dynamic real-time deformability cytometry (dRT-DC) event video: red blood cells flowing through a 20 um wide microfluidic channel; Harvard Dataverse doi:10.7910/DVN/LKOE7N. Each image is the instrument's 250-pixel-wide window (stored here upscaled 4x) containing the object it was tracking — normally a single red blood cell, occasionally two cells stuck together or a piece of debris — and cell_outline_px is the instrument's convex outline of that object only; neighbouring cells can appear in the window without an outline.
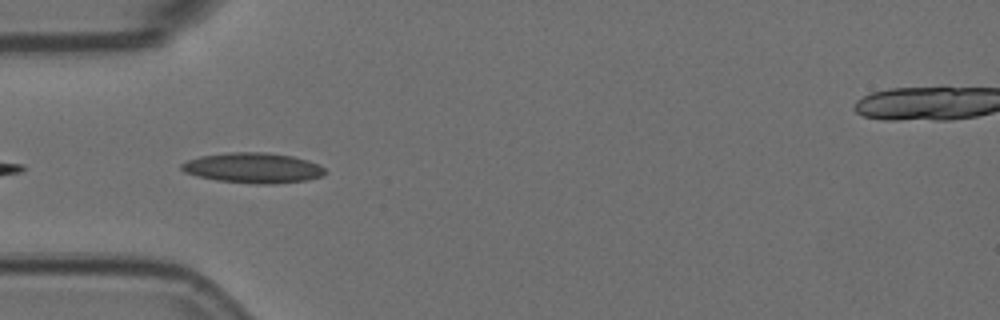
{"species": "Egyptian fruit bat (a non-hibernating species)", "species_latin": "Rousettus aegyptiacus", "temperature_condition": "room temperature", "stored_images_in_passage": 8, "camera_frame_rate_fps": 3000, "um_per_image_px": 0.085, "animal": {"sex": "female"}, "frame": {"image": 1, "passage_image": 2, "time_ms": 0.333, "image_size_px": [1000, 320], "cell_outline_px": [[328, 172], [324, 176], [304, 180], [276, 184], [256, 184], [216, 180], [196, 176], [184, 172], [180, 168], [180, 164], [188, 160], [200, 156], [228, 152], [264, 152], [292, 156], [308, 160], [320, 164]], "centroid_in_image_um": [21.52, 14.27], "position_along_channel_um": 63.5, "area_um2": 25.55}}
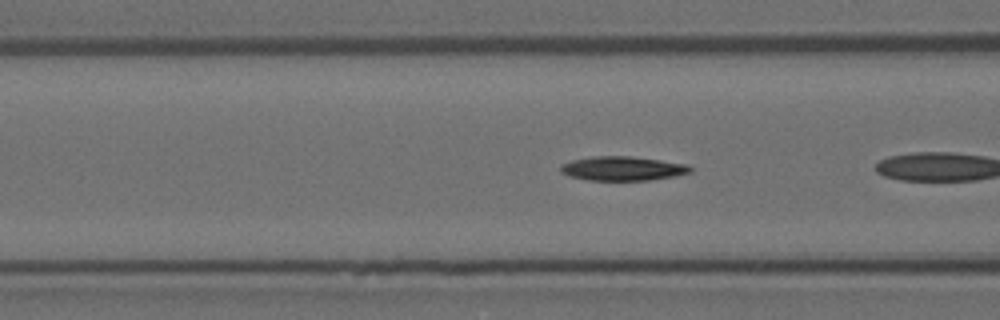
{"frame": {"image": 2, "passage_image": 4, "time_ms": 1.0, "image_size_px": [1000, 320], "cell_outline_px": [[692, 172], [676, 176], [648, 180], [588, 180], [568, 176], [560, 172], [560, 164], [572, 160], [596, 156], [628, 156], [660, 160], [688, 164], [692, 168]], "centroid_in_image_um": [52.92, 14.32], "position_along_channel_um": 113.7, "area_um2": 18.32}}